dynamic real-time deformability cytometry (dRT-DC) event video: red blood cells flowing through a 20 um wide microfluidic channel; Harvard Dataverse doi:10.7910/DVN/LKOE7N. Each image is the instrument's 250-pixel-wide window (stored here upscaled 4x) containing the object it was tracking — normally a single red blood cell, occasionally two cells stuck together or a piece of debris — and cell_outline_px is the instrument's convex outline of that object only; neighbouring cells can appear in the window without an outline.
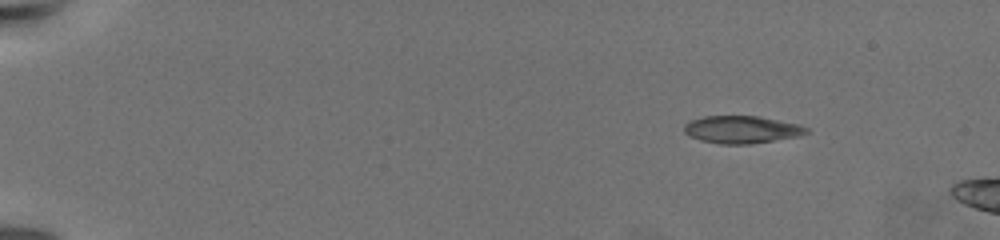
{"species": "common noctule bat (a hibernating species)", "species_latin": "Nyctalus noctula", "temperature_condition": "warm", "stored_images_in_passage": 23, "camera_frame_rate_fps": 3000, "um_per_image_px": 0.085, "animal": {"sex": "female", "body_mass_g": 19.5, "forearm_length_mm": 54.1}, "frame": {"image": 1, "passage_image": 3, "time_ms": 2.0, "image_size_px": [1000, 240], "cell_outline_px": [[808, 132], [800, 136], [752, 144], [720, 144], [700, 140], [684, 132], [684, 124], [692, 120], [704, 116], [760, 116], [800, 124], [808, 128]], "centroid_in_image_um": [63.08, 11.01], "position_along_channel_um": 21.9, "area_um2": 19.65}}
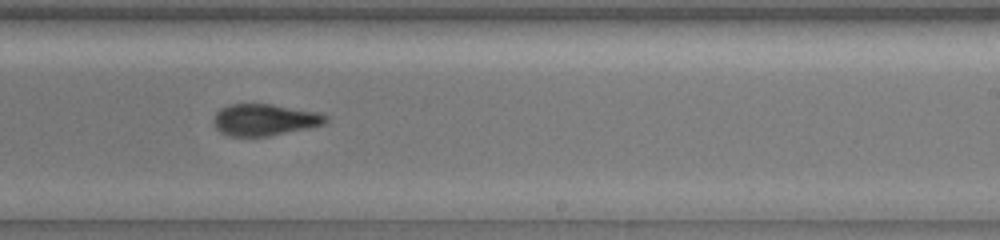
{"frame": {"image": 2, "passage_image": 15, "time_ms": 13.667, "image_size_px": [1000, 240], "cell_outline_px": [[328, 120], [324, 124], [308, 128], [268, 136], [228, 136], [220, 132], [216, 128], [212, 120], [216, 112], [220, 108], [228, 104], [272, 104], [316, 112], [328, 116]], "centroid_in_image_um": [22.45, 10.18], "position_along_channel_um": 266.6, "area_um2": 20.69}}
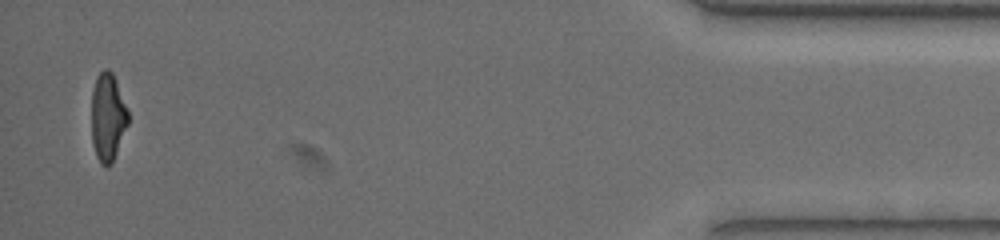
{"frame": {"image": 3, "passage_image": 23, "time_ms": 20.667, "image_size_px": [1000, 240], "cell_outline_px": [[128, 124], [112, 164], [100, 164], [96, 156], [92, 144], [92, 88], [96, 76], [104, 68], [108, 68], [112, 72], [128, 112]], "centroid_in_image_um": [9.14, 9.95], "position_along_channel_um": 426.1, "area_um2": 18.67}, "authors_computed_cell_mechanics": {"area_um2": 20.2878, "velocity_mm_per_s": 3.2745, "shape_relaxation_time_tau1_ms": 11.2514, "shape_relaxation_time_tau2_ms": 3.0216, "deformation_change_tau1": 0.2671, "deformation_change_tau2": 0.0952}}